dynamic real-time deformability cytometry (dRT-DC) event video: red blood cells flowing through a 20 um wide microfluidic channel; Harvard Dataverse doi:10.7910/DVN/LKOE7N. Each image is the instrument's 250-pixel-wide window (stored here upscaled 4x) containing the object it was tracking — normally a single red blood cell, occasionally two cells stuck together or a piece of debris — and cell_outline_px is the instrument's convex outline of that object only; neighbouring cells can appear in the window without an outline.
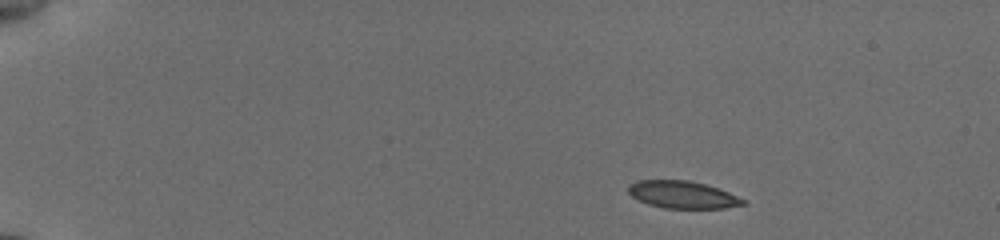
{"species": "common noctule bat (a hibernating species)", "species_latin": "Nyctalus noctula", "temperature_condition": "cold", "stored_images_in_passage": 47, "camera_frame_rate_fps": 3000, "um_per_image_px": 0.085, "animal": {"sex": "female", "body_mass_g": 19.5, "forearm_length_mm": 54.1}, "frame": {"image": 1, "passage_image": 1, "time_ms": 0.0, "image_size_px": [1000, 240], "cell_outline_px": [[748, 204], [724, 208], [664, 208], [648, 204], [632, 196], [628, 192], [628, 184], [636, 180], [688, 180], [704, 184], [728, 192], [748, 200]], "centroid_in_image_um": [58.04, 16.55], "position_along_channel_um": 27.0, "area_um2": 18.32}}
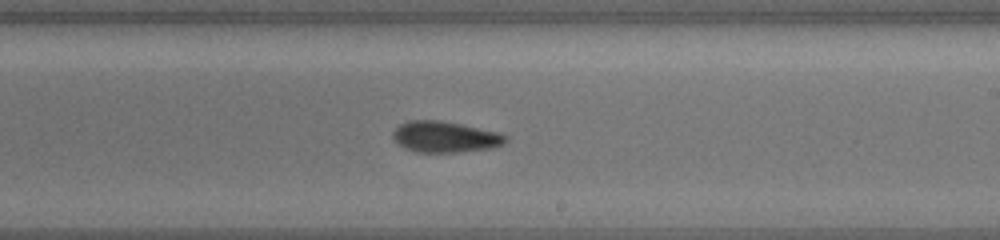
{"frame": {"image": 2, "passage_image": 27, "time_ms": 8.667, "image_size_px": [1000, 240], "cell_outline_px": [[508, 140], [504, 144], [492, 148], [460, 152], [416, 152], [404, 148], [396, 144], [392, 136], [392, 132], [400, 124], [408, 120], [440, 120], [460, 124], [496, 132], [508, 136]], "centroid_in_image_um": [37.79, 11.64], "position_along_channel_um": 251.2, "area_um2": 20.52}}
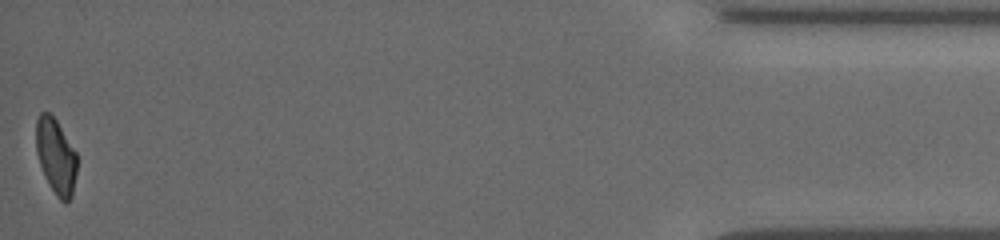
{"frame": {"image": 3, "passage_image": 47, "time_ms": 15.333, "image_size_px": [1000, 240], "cell_outline_px": [[76, 172], [72, 196], [64, 204], [56, 196], [48, 184], [44, 176], [36, 152], [36, 120], [40, 112], [48, 112], [56, 120], [76, 152]], "centroid_in_image_um": [4.73, 13.3], "position_along_channel_um": 430.5, "area_um2": 17.92}, "authors_computed_cell_mechanics": {"area_um2": 19.5364, "velocity_mm_per_s": 3.8308, "shape_relaxation_time_tau1_ms": 4.2996, "shape_relaxation_time_tau2_ms": 4.6191, "deformation_change_tau1": 0.1363, "deformation_change_tau2": 0.1112}}